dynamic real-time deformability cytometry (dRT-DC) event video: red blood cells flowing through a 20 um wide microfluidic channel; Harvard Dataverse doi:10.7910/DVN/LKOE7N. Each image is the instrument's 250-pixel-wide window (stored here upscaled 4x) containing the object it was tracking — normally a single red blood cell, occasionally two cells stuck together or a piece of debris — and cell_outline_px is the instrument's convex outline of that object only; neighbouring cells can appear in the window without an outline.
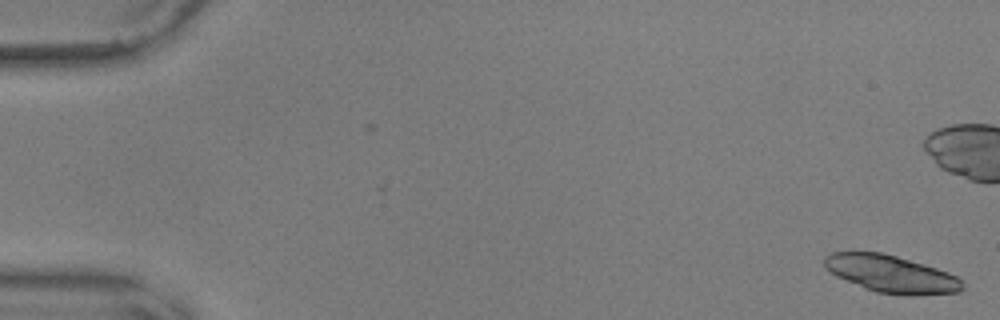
{"species": "common noctule bat (a hibernating species)", "species_latin": "Nyctalus noctula", "temperature_condition": "warm", "stored_images_in_passage": 56, "camera_frame_rate_fps": 3000, "um_per_image_px": 0.085, "animal": {"sex": "male", "body_mass_g": 17.9, "forearm_length_mm": 54.2}, "frame": {"image": 1, "passage_image": 1, "time_ms": 0.0, "image_size_px": [1000, 320], "cell_outline_px": [[964, 288], [960, 292], [912, 296], [876, 292], [864, 288], [836, 276], [824, 264], [824, 256], [832, 252], [880, 252], [896, 256], [924, 264], [948, 272], [956, 276], [960, 280]], "centroid_in_image_um": [75.76, 23.29], "position_along_channel_um": 9.2, "area_um2": 29.82}, "authors_computed_cell_mechanics": {"area_um2": 21.5305, "velocity_mm_per_s": 3.6121, "shape_relaxation_time_tau1_ms": 3.5587, "shape_relaxation_time_tau2_ms": 1.9497, "deformation_change_tau1": 0.1323, "deformation_change_tau2": 0.0567}}